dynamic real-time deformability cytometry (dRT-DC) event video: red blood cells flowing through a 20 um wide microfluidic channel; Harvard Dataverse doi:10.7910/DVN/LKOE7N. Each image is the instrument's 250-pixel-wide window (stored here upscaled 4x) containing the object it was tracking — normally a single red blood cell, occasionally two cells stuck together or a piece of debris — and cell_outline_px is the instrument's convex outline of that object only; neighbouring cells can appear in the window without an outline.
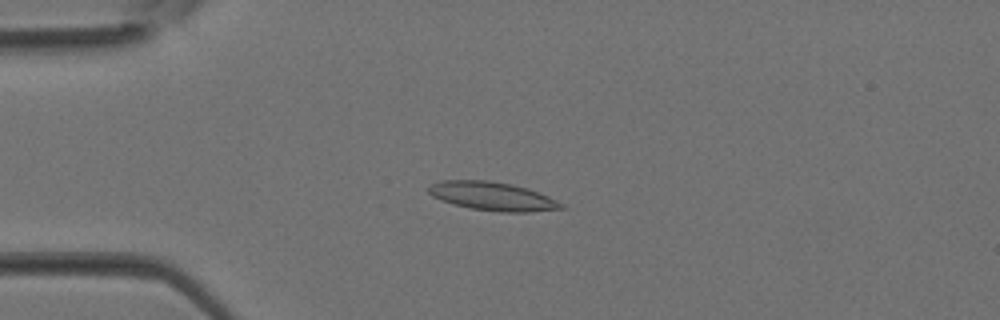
{"species": "Egyptian fruit bat (a non-hibernating species)", "species_latin": "Rousettus aegyptiacus", "temperature_condition": "room temperature", "stored_images_in_passage": 32, "camera_frame_rate_fps": 3000, "um_per_image_px": 0.085, "animal": {"sex": "female"}, "frame": {"image": 1, "passage_image": 3, "time_ms": 0.667, "image_size_px": [1000, 320], "cell_outline_px": [[564, 208], [532, 212], [500, 212], [468, 208], [452, 204], [440, 200], [432, 196], [428, 192], [428, 188], [432, 184], [440, 180], [488, 180], [512, 184], [540, 192], [564, 204]], "centroid_in_image_um": [41.85, 16.68], "position_along_channel_um": 43.2, "area_um2": 22.25}}
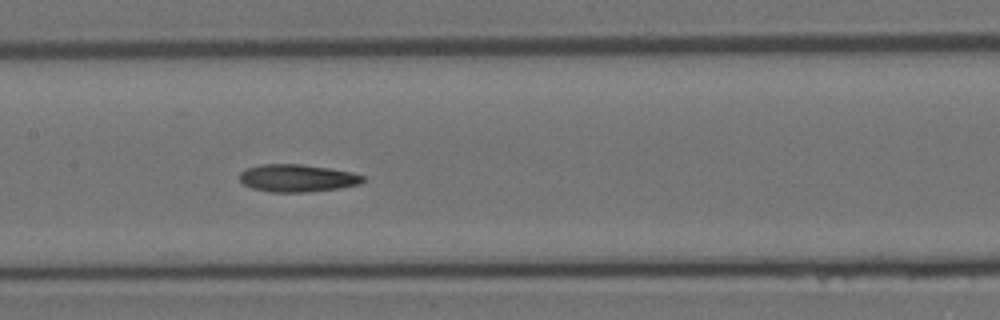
{"frame": {"image": 2, "passage_image": 12, "time_ms": 3.667, "image_size_px": [1000, 320], "cell_outline_px": [[364, 180], [360, 184], [336, 188], [304, 192], [272, 192], [252, 188], [244, 184], [240, 180], [240, 172], [244, 168], [260, 164], [300, 164], [328, 168], [352, 172], [364, 176]], "centroid_in_image_um": [25.23, 15.13], "position_along_channel_um": 182.2, "area_um2": 19.65}}
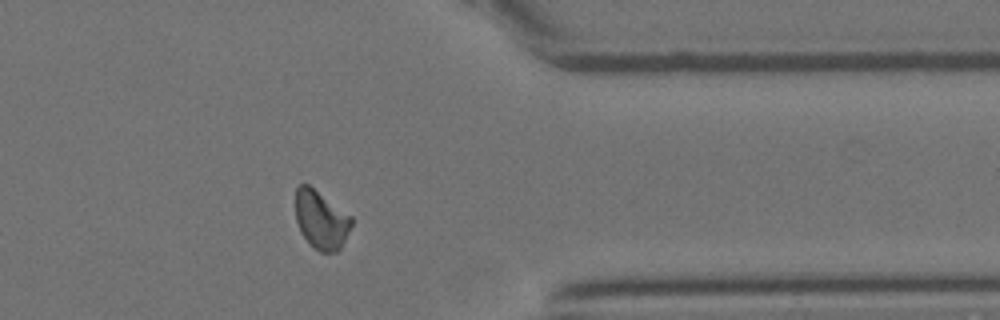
{"frame": {"image": 3, "passage_image": 24, "time_ms": 7.667, "image_size_px": [1000, 320], "cell_outline_px": [[352, 224], [340, 248], [336, 252], [320, 252], [308, 244], [300, 232], [296, 220], [296, 188], [300, 184], [308, 184], [352, 216]], "centroid_in_image_um": [27.28, 18.69], "position_along_channel_um": 384.1, "area_um2": 19.02}}